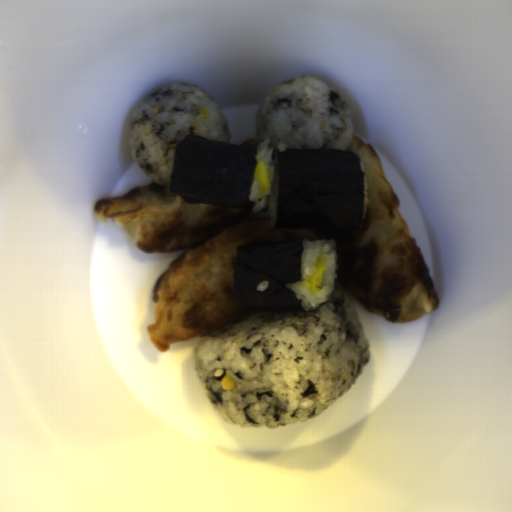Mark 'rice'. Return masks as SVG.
<instances>
[{"mask_svg": "<svg viewBox=\"0 0 512 512\" xmlns=\"http://www.w3.org/2000/svg\"><path fill=\"white\" fill-rule=\"evenodd\" d=\"M200 106L210 116L200 117ZM185 135L231 143L229 125L219 103L189 83L163 87L137 106L129 121L130 156L159 186H170L175 149Z\"/></svg>", "mask_w": 512, "mask_h": 512, "instance_id": "obj_2", "label": "rice"}, {"mask_svg": "<svg viewBox=\"0 0 512 512\" xmlns=\"http://www.w3.org/2000/svg\"><path fill=\"white\" fill-rule=\"evenodd\" d=\"M319 260L329 265V269L324 272L323 285L320 288L306 282V278L315 269L316 261ZM300 274V282L287 283L285 286L301 300V305L306 311L317 309L332 298L338 274L336 244L326 240L305 242L300 260Z\"/></svg>", "mask_w": 512, "mask_h": 512, "instance_id": "obj_4", "label": "rice"}, {"mask_svg": "<svg viewBox=\"0 0 512 512\" xmlns=\"http://www.w3.org/2000/svg\"><path fill=\"white\" fill-rule=\"evenodd\" d=\"M268 287H269V283H268V281H260V282L256 285V287H255V288H256V290H257L258 292H261V291H264V290L268 289Z\"/></svg>", "mask_w": 512, "mask_h": 512, "instance_id": "obj_7", "label": "rice"}, {"mask_svg": "<svg viewBox=\"0 0 512 512\" xmlns=\"http://www.w3.org/2000/svg\"><path fill=\"white\" fill-rule=\"evenodd\" d=\"M273 150L271 148V140H265L257 147V155L255 157L256 163L264 162L267 167L268 180L270 182L269 189L263 196H259L260 191L258 182L253 181L250 192L248 194L249 200L254 201L255 205L252 207L253 212L262 211L265 205H268L271 213L269 226L275 227L277 220V196L279 186V165L272 160Z\"/></svg>", "mask_w": 512, "mask_h": 512, "instance_id": "obj_5", "label": "rice"}, {"mask_svg": "<svg viewBox=\"0 0 512 512\" xmlns=\"http://www.w3.org/2000/svg\"><path fill=\"white\" fill-rule=\"evenodd\" d=\"M192 354L213 411L255 429L312 420L354 386L372 357L353 299L334 290L316 309L265 311L226 325ZM227 375L235 386L225 391Z\"/></svg>", "mask_w": 512, "mask_h": 512, "instance_id": "obj_1", "label": "rice"}, {"mask_svg": "<svg viewBox=\"0 0 512 512\" xmlns=\"http://www.w3.org/2000/svg\"><path fill=\"white\" fill-rule=\"evenodd\" d=\"M360 167H361L362 171L365 173L364 193H363V212H362V218H361V221H363L365 219L367 207H368V203H369V188H368V180H367L365 166H364V163H362L361 161H360Z\"/></svg>", "mask_w": 512, "mask_h": 512, "instance_id": "obj_6", "label": "rice"}, {"mask_svg": "<svg viewBox=\"0 0 512 512\" xmlns=\"http://www.w3.org/2000/svg\"><path fill=\"white\" fill-rule=\"evenodd\" d=\"M256 140H270L272 158L278 144L288 149L347 150L354 127L351 110L335 88L312 76L274 86L255 115Z\"/></svg>", "mask_w": 512, "mask_h": 512, "instance_id": "obj_3", "label": "rice"}, {"mask_svg": "<svg viewBox=\"0 0 512 512\" xmlns=\"http://www.w3.org/2000/svg\"><path fill=\"white\" fill-rule=\"evenodd\" d=\"M277 150H279L280 152H281V151H285V150H287V144H285V143H283V142H282V143L277 144Z\"/></svg>", "mask_w": 512, "mask_h": 512, "instance_id": "obj_8", "label": "rice"}]
</instances>
